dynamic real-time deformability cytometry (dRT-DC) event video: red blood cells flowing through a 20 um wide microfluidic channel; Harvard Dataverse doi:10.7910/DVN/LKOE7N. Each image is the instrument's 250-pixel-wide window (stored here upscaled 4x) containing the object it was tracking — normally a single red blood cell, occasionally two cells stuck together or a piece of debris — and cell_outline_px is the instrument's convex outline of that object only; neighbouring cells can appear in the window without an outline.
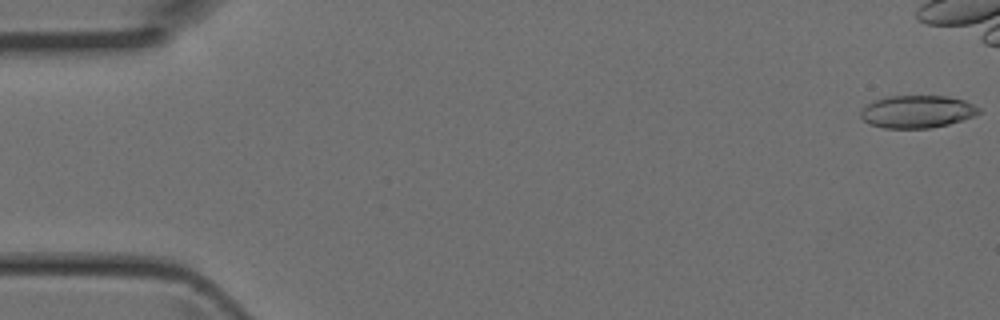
{"species": "Egyptian fruit bat (a non-hibernating species)", "species_latin": "Rousettus aegyptiacus", "temperature_condition": "room temperature", "stored_images_in_passage": 7, "camera_frame_rate_fps": 3000, "um_per_image_px": 0.085, "animal": {"sex": "female"}, "frame": {"image": 1, "passage_image": 1, "time_ms": 0.0, "image_size_px": [1000, 320], "cell_outline_px": [[980, 112], [972, 116], [948, 124], [928, 128], [884, 128], [868, 124], [860, 116], [860, 112], [872, 100], [888, 96], [948, 96], [964, 100], [980, 108]], "centroid_in_image_um": [77.92, 9.48], "position_along_channel_um": 7.1, "area_um2": 22.31}}
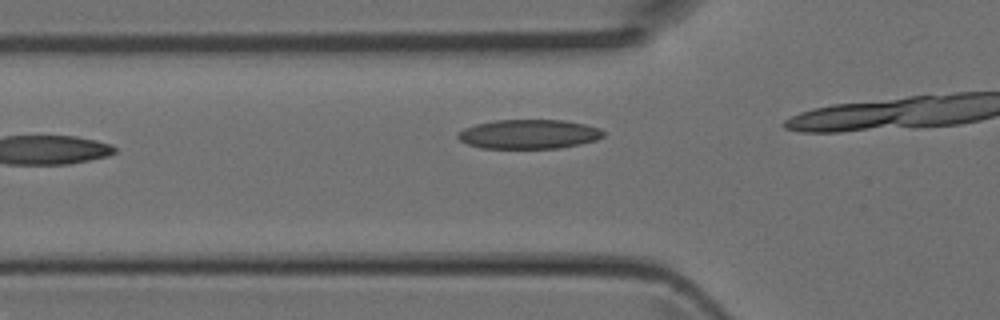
{"frame": {"image": 2, "passage_image": 6, "time_ms": 1.667, "image_size_px": [1000, 320], "cell_outline_px": [[604, 136], [596, 140], [580, 144], [560, 148], [480, 148], [468, 144], [460, 140], [456, 136], [456, 132], [464, 128], [476, 124], [496, 120], [564, 120], [584, 124], [600, 128], [604, 132]], "centroid_in_image_um": [44.94, 11.4], "position_along_channel_um": 80.9, "area_um2": 24.91}}
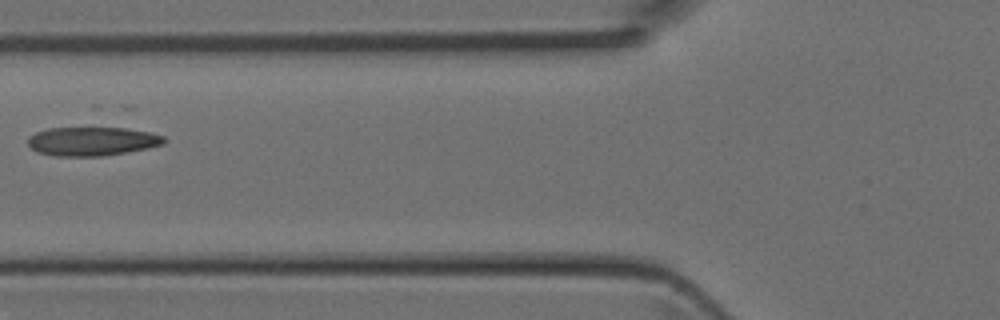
{"frame": {"image": 3, "passage_image": 7, "time_ms": 2.0, "image_size_px": [1000, 320], "cell_outline_px": [[168, 140], [164, 144], [148, 148], [100, 156], [56, 156], [36, 152], [28, 144], [28, 136], [36, 132], [48, 128], [92, 124], [96, 124], [152, 132], [164, 136]], "centroid_in_image_um": [7.83, 11.94], "position_along_channel_um": 118.0, "area_um2": 24.04}}